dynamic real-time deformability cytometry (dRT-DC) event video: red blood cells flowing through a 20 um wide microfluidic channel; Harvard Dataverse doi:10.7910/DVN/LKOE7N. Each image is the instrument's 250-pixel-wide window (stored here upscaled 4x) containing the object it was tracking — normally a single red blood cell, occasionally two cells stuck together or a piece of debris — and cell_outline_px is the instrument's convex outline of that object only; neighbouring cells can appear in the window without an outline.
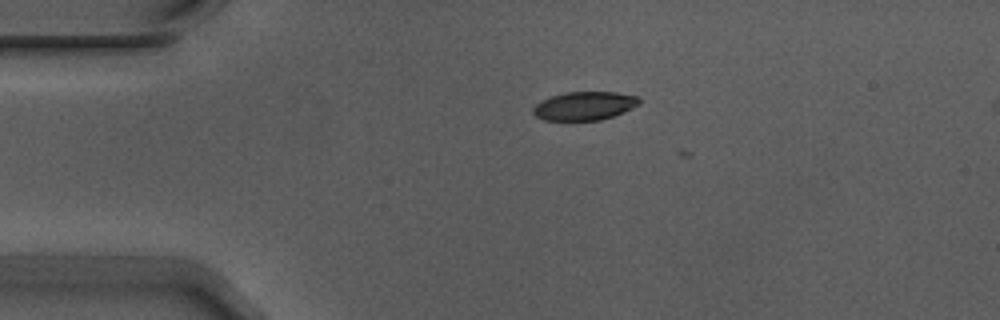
{"species": "Egyptian fruit bat (a non-hibernating species)", "species_latin": "Rousettus aegyptiacus", "temperature_condition": "warm", "stored_images_in_passage": 2, "camera_frame_rate_fps": 3000, "um_per_image_px": 0.085, "animal": {"sex": "male"}, "frame": {"image": 1, "passage_image": 1, "time_ms": 0.0, "image_size_px": [1000, 320], "cell_outline_px": [[640, 104], [624, 112], [600, 120], [544, 120], [536, 116], [532, 112], [532, 108], [536, 104], [552, 96], [568, 92], [616, 92], [636, 96], [640, 100]], "centroid_in_image_um": [49.69, 9.0], "position_along_channel_um": 35.3, "area_um2": 17.46}}